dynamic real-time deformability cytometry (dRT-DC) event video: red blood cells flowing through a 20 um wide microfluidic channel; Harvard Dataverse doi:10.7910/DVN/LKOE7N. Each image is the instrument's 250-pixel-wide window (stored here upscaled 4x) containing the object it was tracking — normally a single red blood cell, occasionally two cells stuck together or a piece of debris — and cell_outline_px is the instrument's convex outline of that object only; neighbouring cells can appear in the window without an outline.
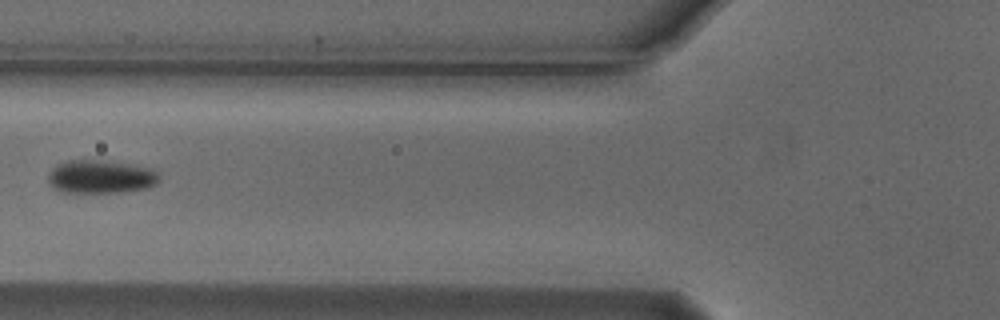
{"species": "Egyptian fruit bat (a non-hibernating species)", "species_latin": "Rousettus aegyptiacus", "temperature_condition": "cold", "stored_images_in_passage": 6, "segment_of_instrument_passage": [2, 2], "camera_frame_rate_fps": 3000, "um_per_image_px": 0.085, "animal": {"sex": "male"}, "frame": {"image": 1, "passage_image": 5, "time_ms": 1.333, "image_size_px": [1000, 320], "cell_outline_px": [[160, 180], [156, 184], [148, 188], [116, 192], [64, 192], [56, 188], [48, 180], [48, 176], [60, 164], [68, 160], [100, 160], [128, 164], [152, 168], [156, 172]], "centroid_in_image_um": [8.62, 15.02], "position_along_channel_um": 117.2, "area_um2": 21.04}}